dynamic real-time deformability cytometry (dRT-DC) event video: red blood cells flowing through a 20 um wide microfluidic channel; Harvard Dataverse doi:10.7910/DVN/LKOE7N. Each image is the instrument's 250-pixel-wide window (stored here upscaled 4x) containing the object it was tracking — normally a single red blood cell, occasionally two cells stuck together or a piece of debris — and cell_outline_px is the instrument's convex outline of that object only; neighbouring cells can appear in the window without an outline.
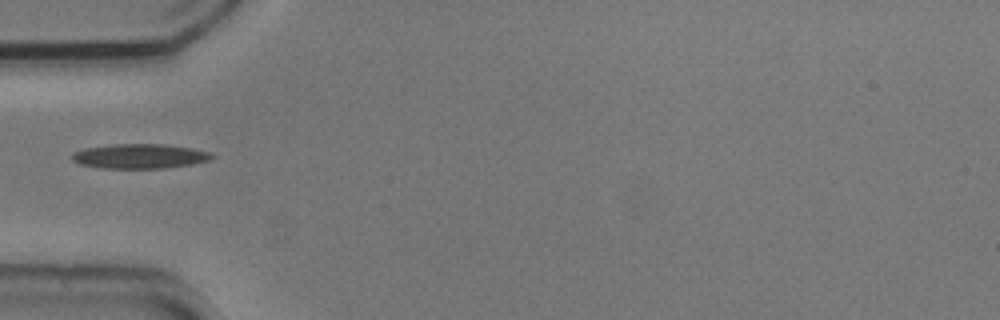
{"species": "common noctule bat (a hibernating species)", "species_latin": "Nyctalus noctula", "temperature_condition": "cold", "stored_images_in_passage": 37, "camera_frame_rate_fps": 3000, "um_per_image_px": 0.085, "animal": {"sex": "male", "body_mass_g": 20.5, "forearm_length_mm": 52.5}, "frame": {"image": 1, "passage_image": 1, "time_ms": 0.0, "image_size_px": [1000, 320], "cell_outline_px": [[212, 156], [208, 160], [192, 164], [164, 168], [104, 168], [80, 164], [72, 160], [72, 152], [84, 148], [112, 144], [164, 144], [192, 148], [212, 152]], "centroid_in_image_um": [11.85, 13.27], "position_along_channel_um": 73.1, "area_um2": 20.0}}
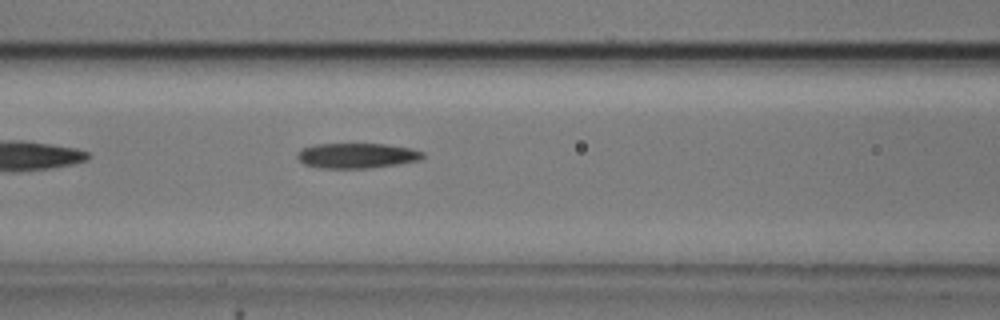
{"frame": {"image": 2, "passage_image": 6, "time_ms": 1.667, "image_size_px": [1000, 320], "cell_outline_px": [[424, 156], [420, 160], [400, 164], [372, 168], [320, 168], [304, 164], [296, 156], [304, 148], [316, 144], [388, 144], [412, 148], [424, 152]], "centroid_in_image_um": [30.4, 13.23], "position_along_channel_um": 136.2, "area_um2": 18.44}}
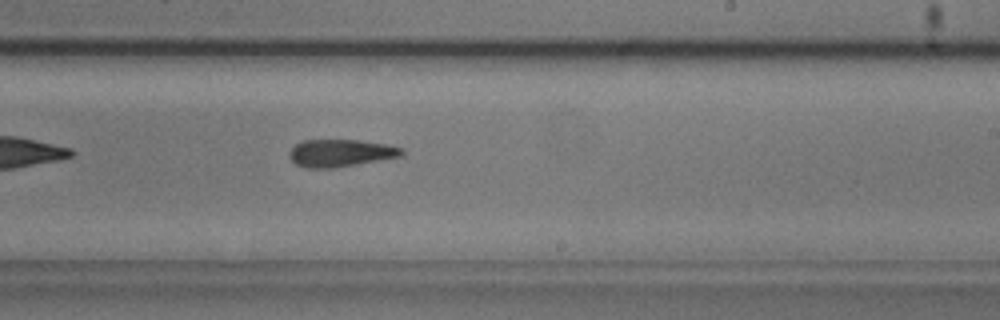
{"frame": {"image": 3, "passage_image": 16, "time_ms": 5.0, "image_size_px": [1000, 320], "cell_outline_px": [[404, 152], [400, 156], [356, 164], [332, 168], [304, 168], [296, 164], [288, 156], [288, 152], [296, 144], [304, 140], [356, 140], [388, 144], [404, 148]], "centroid_in_image_um": [28.92, 13.0], "position_along_channel_um": 260.1, "area_um2": 17.86}}